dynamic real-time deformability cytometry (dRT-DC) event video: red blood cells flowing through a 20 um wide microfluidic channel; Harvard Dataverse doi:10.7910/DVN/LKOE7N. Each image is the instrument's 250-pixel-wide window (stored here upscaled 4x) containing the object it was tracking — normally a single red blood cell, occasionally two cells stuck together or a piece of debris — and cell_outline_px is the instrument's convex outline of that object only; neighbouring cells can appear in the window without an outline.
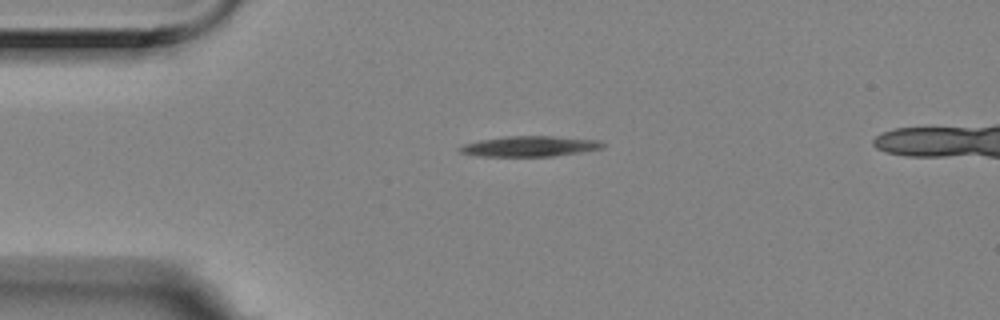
{"species": "Egyptian fruit bat (a non-hibernating species)", "species_latin": "Rousettus aegyptiacus", "temperature_condition": "room temperature", "stored_images_in_passage": 2, "camera_frame_rate_fps": 3000, "um_per_image_px": 0.085, "animal": {"sex": "female"}, "frame": {"image": 1, "passage_image": 1, "time_ms": 0.0, "image_size_px": [1000, 320], "cell_outline_px": [[604, 148], [580, 152], [552, 156], [480, 156], [460, 152], [460, 148], [464, 144], [480, 140], [508, 136], [552, 136], [596, 140], [604, 144]], "centroid_in_image_um": [45.04, 12.43], "position_along_channel_um": 40.0, "area_um2": 16.7}}